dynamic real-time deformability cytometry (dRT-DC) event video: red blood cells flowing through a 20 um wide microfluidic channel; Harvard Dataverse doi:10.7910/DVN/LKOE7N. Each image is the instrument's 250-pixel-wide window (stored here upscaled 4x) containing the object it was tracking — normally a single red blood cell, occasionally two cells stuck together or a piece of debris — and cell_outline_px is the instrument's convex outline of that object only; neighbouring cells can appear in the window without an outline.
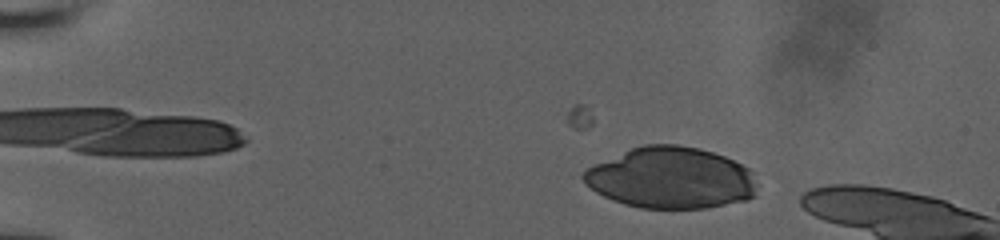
{"species": "human", "species_latin": "Homo sapiens", "temperature_condition": "room temperature", "stored_images_in_passage": 11, "camera_frame_rate_fps": 3000, "um_per_image_px": 0.085, "donor": {"sex": "male"}, "frame": {"image": 1, "passage_image": 6, "time_ms": 1.667, "image_size_px": [1000, 240], "cell_outline_px": [[756, 196], [748, 200], [704, 208], [640, 208], [624, 204], [612, 200], [596, 192], [580, 176], [588, 168], [596, 164], [632, 148], [644, 144], [680, 144], [700, 148], [724, 156], [748, 168], [752, 172]], "centroid_in_image_um": [57.04, 15.12], "position_along_channel_um": 28.0, "area_um2": 61.73}}